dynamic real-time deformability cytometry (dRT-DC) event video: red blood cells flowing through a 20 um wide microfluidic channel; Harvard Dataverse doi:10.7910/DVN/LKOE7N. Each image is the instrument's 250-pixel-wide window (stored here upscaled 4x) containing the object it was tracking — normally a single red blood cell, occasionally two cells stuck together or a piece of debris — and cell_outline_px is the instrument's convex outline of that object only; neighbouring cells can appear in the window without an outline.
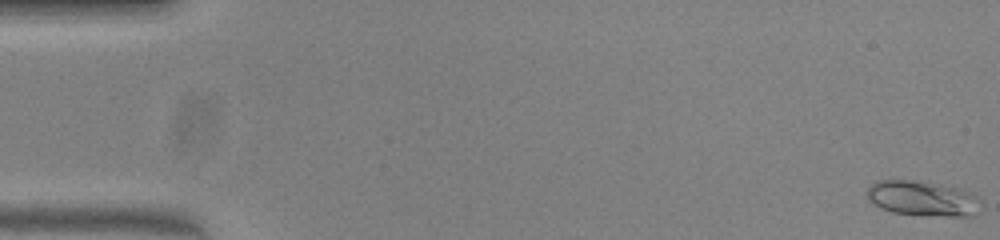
{"species": "common noctule bat (a hibernating species)", "species_latin": "Nyctalus noctula", "temperature_condition": "warm", "stored_images_in_passage": 52, "camera_frame_rate_fps": 3000, "um_per_image_px": 0.085, "animal": {"sex": "female", "body_mass_g": 23.0, "forearm_length_mm": 53.4}, "frame": {"image": 1, "passage_image": 1, "time_ms": 0.0, "image_size_px": [1000, 240], "cell_outline_px": [[980, 200], [972, 216], [948, 216], [892, 212], [880, 208], [868, 200], [868, 188], [876, 180], [916, 180], [940, 184], [972, 192]], "centroid_in_image_um": [78.38, 16.85], "position_along_channel_um": 6.6, "area_um2": 22.95}}
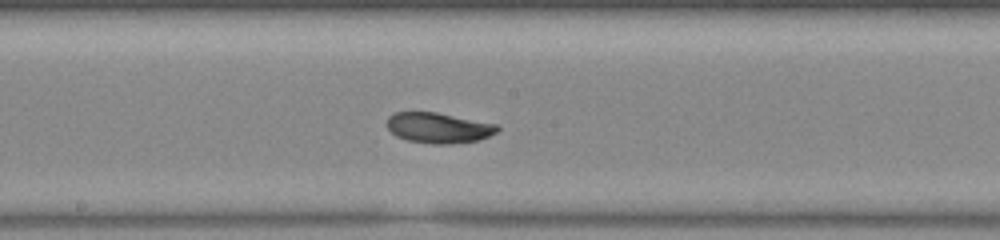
{"frame": {"image": 2, "passage_image": 28, "time_ms": 9.0, "image_size_px": [1000, 240], "cell_outline_px": [[500, 128], [496, 132], [488, 136], [476, 140], [448, 144], [432, 144], [408, 140], [396, 136], [388, 128], [388, 116], [396, 112], [436, 112], [496, 124]], "centroid_in_image_um": [37.26, 10.86], "position_along_channel_um": 210.9, "area_um2": 19.31}}
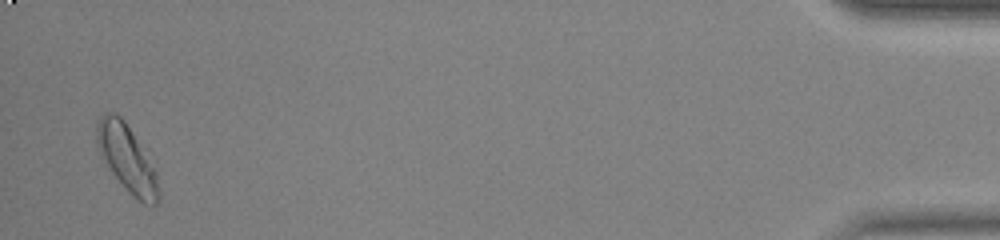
{"frame": {"image": 3, "passage_image": 51, "time_ms": 16.667, "image_size_px": [1000, 240], "cell_outline_px": [[160, 200], [156, 204], [144, 204], [112, 172], [100, 152], [96, 140], [96, 124], [100, 116], [104, 112], [112, 112], [120, 116], [124, 120], [156, 168], [160, 192]], "centroid_in_image_um": [10.82, 13.42], "position_along_channel_um": 424.4, "area_um2": 23.52}, "authors_computed_cell_mechanics": {"area_um2": 19.8254, "velocity_mm_per_s": 3.9371, "shape_relaxation_time_tau1_ms": 5.1092, "shape_relaxation_time_tau2_ms": 3.2135, "deformation_change_tau1": 0.1455, "deformation_change_tau2": 0.0678}}